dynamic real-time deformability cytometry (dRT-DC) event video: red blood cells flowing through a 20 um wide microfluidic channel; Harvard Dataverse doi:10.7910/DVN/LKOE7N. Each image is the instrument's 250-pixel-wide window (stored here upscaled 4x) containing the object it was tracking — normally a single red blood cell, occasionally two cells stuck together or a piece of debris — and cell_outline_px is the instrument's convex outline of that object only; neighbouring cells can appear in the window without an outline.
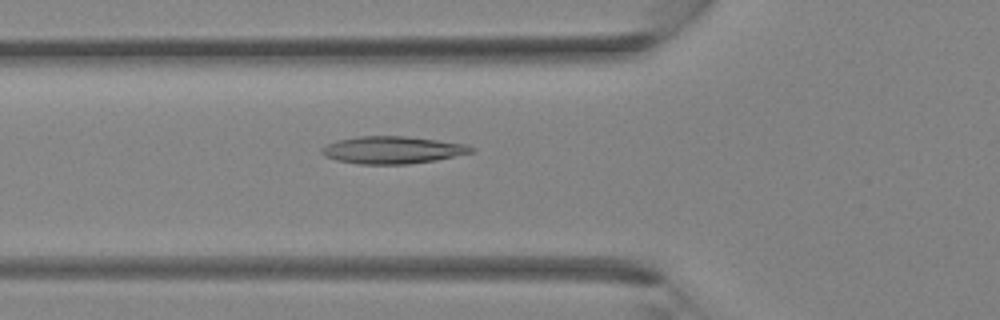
{"species": "Egyptian fruit bat (a non-hibernating species)", "species_latin": "Rousettus aegyptiacus", "temperature_condition": "room temperature", "stored_images_in_passage": 36, "camera_frame_rate_fps": 3000, "um_per_image_px": 0.085, "animal": {"sex": "female"}, "frame": {"image": 1, "passage_image": 13, "time_ms": 4.0, "image_size_px": [1000, 320], "cell_outline_px": [[476, 148], [472, 152], [436, 160], [408, 164], [360, 164], [336, 160], [324, 156], [320, 152], [320, 148], [336, 140], [360, 136], [404, 136], [468, 144]], "centroid_in_image_um": [33.34, 12.75], "position_along_channel_um": 92.5, "area_um2": 23.81}}
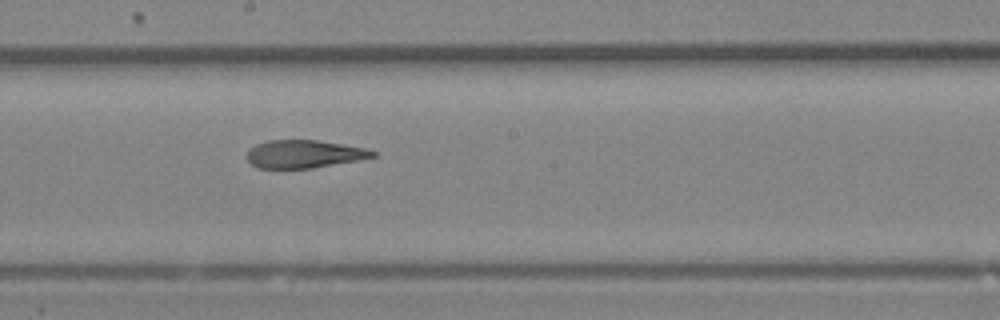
{"frame": {"image": 2, "passage_image": 20, "time_ms": 6.333, "image_size_px": [1000, 320], "cell_outline_px": [[376, 156], [356, 160], [312, 168], [256, 168], [248, 160], [248, 148], [256, 144], [268, 140], [320, 140], [364, 148], [376, 152]], "centroid_in_image_um": [25.81, 13.08], "position_along_channel_um": 222.4, "area_um2": 20.29}}
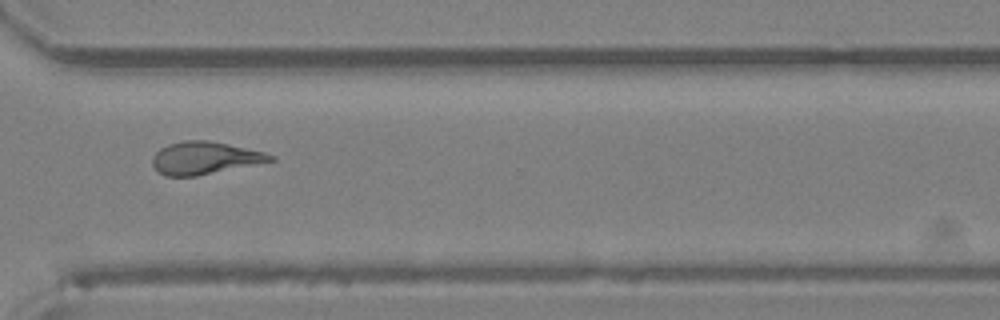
{"frame": {"image": 3, "passage_image": 27, "time_ms": 8.667, "image_size_px": [1000, 320], "cell_outline_px": [[276, 160], [196, 176], [164, 176], [152, 164], [152, 156], [160, 148], [168, 144], [184, 140], [208, 140], [228, 144], [264, 152], [276, 156]], "centroid_in_image_um": [17.39, 13.42], "position_along_channel_um": 353.2, "area_um2": 22.25}}